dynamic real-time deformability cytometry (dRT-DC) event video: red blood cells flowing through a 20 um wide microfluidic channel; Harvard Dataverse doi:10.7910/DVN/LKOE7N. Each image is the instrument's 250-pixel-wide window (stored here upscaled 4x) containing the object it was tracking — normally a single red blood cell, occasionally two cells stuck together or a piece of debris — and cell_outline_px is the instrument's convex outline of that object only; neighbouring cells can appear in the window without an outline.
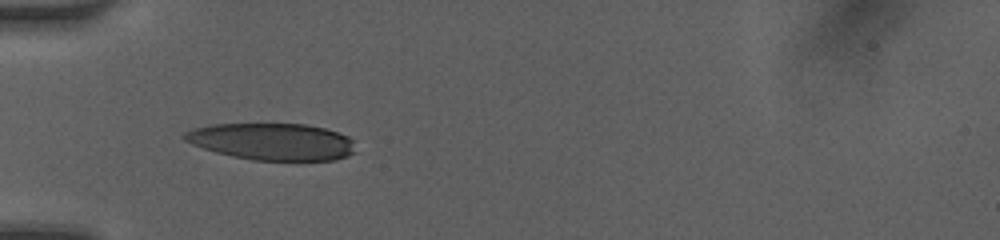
{"species": "human", "species_latin": "Homo sapiens", "temperature_condition": "room temperature", "stored_images_in_passage": 4, "camera_frame_rate_fps": 3000, "um_per_image_px": 0.085, "donor": {"sex": "female"}, "frame": {"image": 1, "passage_image": 1, "time_ms": 0.0, "image_size_px": [1000, 240], "cell_outline_px": [[356, 152], [348, 156], [336, 160], [252, 160], [232, 156], [216, 152], [192, 144], [184, 140], [180, 136], [184, 132], [192, 128], [208, 124], [304, 124], [324, 128], [348, 136], [352, 140]], "centroid_in_image_um": [23.1, 12.03], "position_along_channel_um": 61.9, "area_um2": 36.93}}
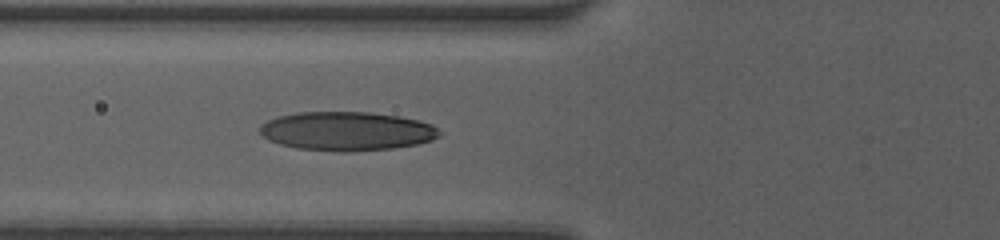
{"frame": {"image": 2, "passage_image": 4, "time_ms": 1.0, "image_size_px": [1000, 240], "cell_outline_px": [[440, 136], [432, 140], [420, 144], [392, 148], [344, 152], [336, 152], [296, 148], [280, 144], [268, 140], [260, 132], [260, 124], [276, 116], [296, 112], [372, 112], [400, 116], [432, 124], [440, 132]], "centroid_in_image_um": [29.46, 11.15], "position_along_channel_um": 96.3, "area_um2": 40.98}}